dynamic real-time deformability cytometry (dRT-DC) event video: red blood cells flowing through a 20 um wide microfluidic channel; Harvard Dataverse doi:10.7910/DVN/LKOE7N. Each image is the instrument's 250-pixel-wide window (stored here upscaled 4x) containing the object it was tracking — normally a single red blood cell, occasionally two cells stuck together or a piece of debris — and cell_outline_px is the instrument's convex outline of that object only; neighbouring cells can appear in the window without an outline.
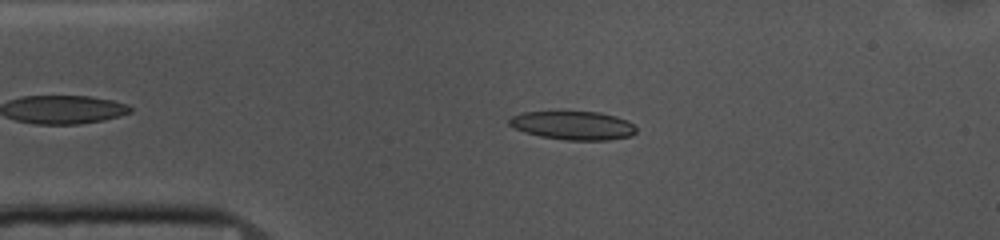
{"species": "common noctule bat (a hibernating species)", "species_latin": "Nyctalus noctula", "temperature_condition": "cold", "stored_images_in_passage": 45, "camera_frame_rate_fps": 3000, "um_per_image_px": 0.085, "animal": {"sex": "female", "body_mass_g": 10.0, "forearm_length_mm": 53.1}, "frame": {"image": 1, "passage_image": 11, "time_ms": 3.333, "image_size_px": [1000, 240], "cell_outline_px": [[636, 132], [632, 136], [608, 140], [564, 140], [540, 136], [524, 132], [508, 124], [508, 120], [512, 116], [524, 112], [600, 112], [616, 116], [628, 120], [636, 128]], "centroid_in_image_um": [48.74, 10.67], "position_along_channel_um": 36.3, "area_um2": 21.15}}
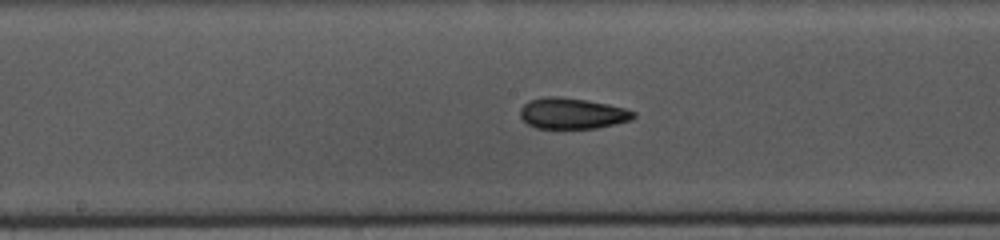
{"frame": {"image": 2, "passage_image": 26, "time_ms": 8.333, "image_size_px": [1000, 240], "cell_outline_px": [[636, 116], [632, 120], [616, 124], [596, 128], [536, 128], [528, 124], [520, 116], [520, 108], [528, 100], [548, 96], [560, 96], [588, 100], [608, 104], [624, 108], [636, 112]], "centroid_in_image_um": [48.65, 9.63], "position_along_channel_um": 199.5, "area_um2": 20.58}}
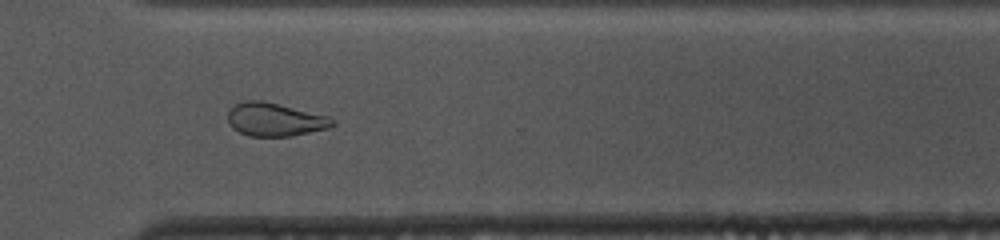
{"frame": {"image": 3, "passage_image": 38, "time_ms": 12.333, "image_size_px": [1000, 240], "cell_outline_px": [[336, 124], [328, 128], [288, 136], [248, 136], [232, 128], [228, 124], [228, 108], [244, 100], [260, 100], [328, 116], [336, 120]], "centroid_in_image_um": [23.33, 10.16], "position_along_channel_um": 347.3, "area_um2": 20.17}, "authors_computed_cell_mechanics": {"area_um2": 20.8658, "velocity_mm_per_s": 3.6973, "shape_relaxation_time_tau1_ms": 4.4823, "shape_relaxation_time_tau2_ms": 3.7027, "deformation_change_tau1": 0.1175, "deformation_change_tau2": 0.0978}}